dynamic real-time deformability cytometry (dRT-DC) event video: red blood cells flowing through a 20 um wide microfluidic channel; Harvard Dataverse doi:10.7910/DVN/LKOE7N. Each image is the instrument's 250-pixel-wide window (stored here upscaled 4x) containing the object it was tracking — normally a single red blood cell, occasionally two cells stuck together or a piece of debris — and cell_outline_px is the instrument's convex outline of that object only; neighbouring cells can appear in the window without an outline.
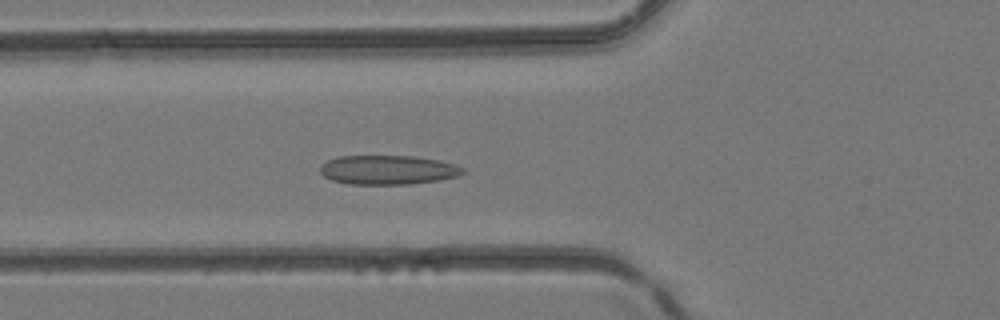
{"species": "common noctule bat (a hibernating species)", "species_latin": "Nyctalus noctula", "temperature_condition": "room temperature", "stored_images_in_passage": 43, "camera_frame_rate_fps": 3000, "um_per_image_px": 0.085, "animal": {"sex": "female", "body_mass_g": 24.6, "forearm_length_mm": 56.2}, "frame": {"image": 1, "passage_image": 16, "time_ms": 5.0, "image_size_px": [1000, 320], "cell_outline_px": [[464, 172], [456, 176], [436, 180], [408, 184], [348, 184], [332, 180], [324, 176], [320, 172], [320, 164], [328, 160], [340, 156], [416, 156], [440, 160], [456, 164], [464, 168]], "centroid_in_image_um": [32.95, 14.43], "position_along_channel_um": 92.8, "area_um2": 24.28}}
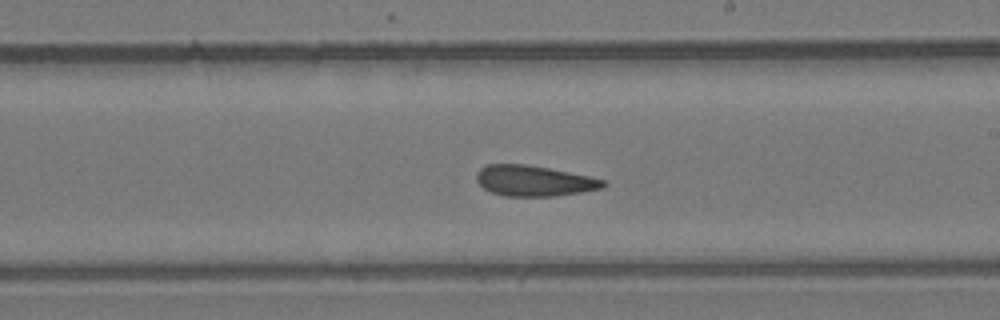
{"frame": {"image": 2, "passage_image": 25, "time_ms": 8.0, "image_size_px": [1000, 320], "cell_outline_px": [[608, 184], [604, 188], [580, 192], [552, 196], [504, 196], [492, 192], [484, 188], [476, 180], [476, 172], [480, 168], [488, 164], [528, 164], [588, 176], [604, 180]], "centroid_in_image_um": [45.37, 15.36], "position_along_channel_um": 243.6, "area_um2": 22.54}}
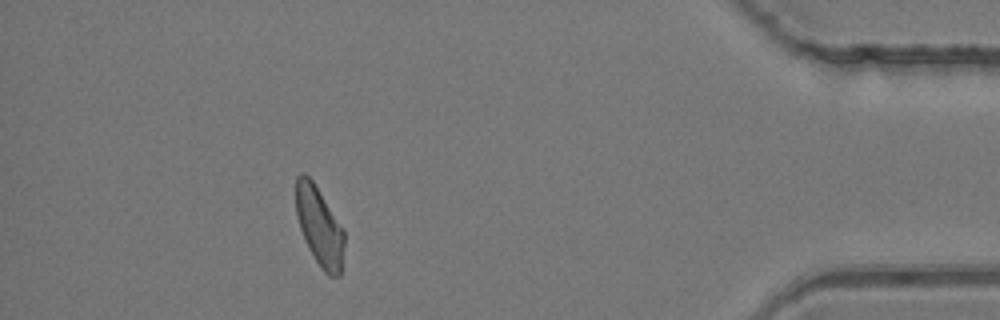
{"frame": {"image": 3, "passage_image": 38, "time_ms": 12.333, "image_size_px": [1000, 320], "cell_outline_px": [[344, 244], [340, 276], [328, 276], [320, 268], [308, 248], [304, 240], [296, 216], [296, 176], [300, 172], [304, 172], [312, 180], [344, 228]], "centroid_in_image_um": [27.14, 19.24], "position_along_channel_um": 408.1, "area_um2": 22.43}}